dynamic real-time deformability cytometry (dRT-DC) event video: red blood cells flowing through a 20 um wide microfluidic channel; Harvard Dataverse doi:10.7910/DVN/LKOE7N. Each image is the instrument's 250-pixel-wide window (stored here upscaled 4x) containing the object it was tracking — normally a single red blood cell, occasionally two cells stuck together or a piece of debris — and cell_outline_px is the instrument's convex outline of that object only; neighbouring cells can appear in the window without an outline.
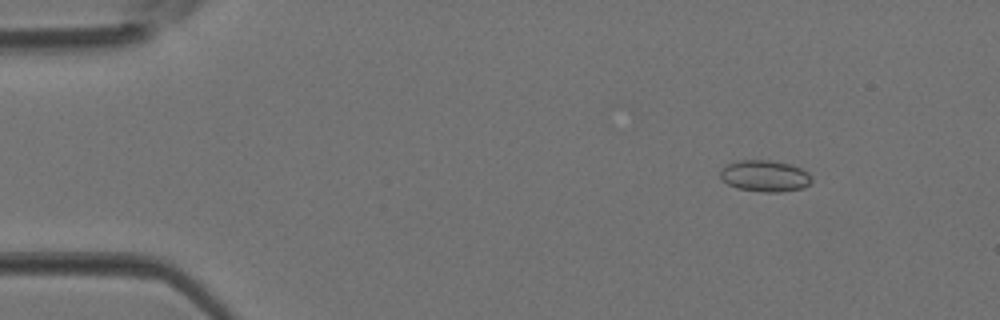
{"species": "Egyptian fruit bat (a non-hibernating species)", "species_latin": "Rousettus aegyptiacus", "temperature_condition": "room temperature", "stored_images_in_passage": 3, "camera_frame_rate_fps": 3000, "um_per_image_px": 0.085, "animal": {"sex": "female"}, "frame": {"image": 1, "passage_image": 1, "time_ms": 0.0, "image_size_px": [1000, 320], "cell_outline_px": [[812, 184], [804, 188], [780, 192], [764, 192], [736, 188], [728, 184], [720, 176], [720, 172], [728, 164], [736, 160], [772, 160], [788, 164], [800, 168], [808, 172], [812, 176]], "centroid_in_image_um": [65.06, 14.96], "position_along_channel_um": 19.9, "area_um2": 16.82}}
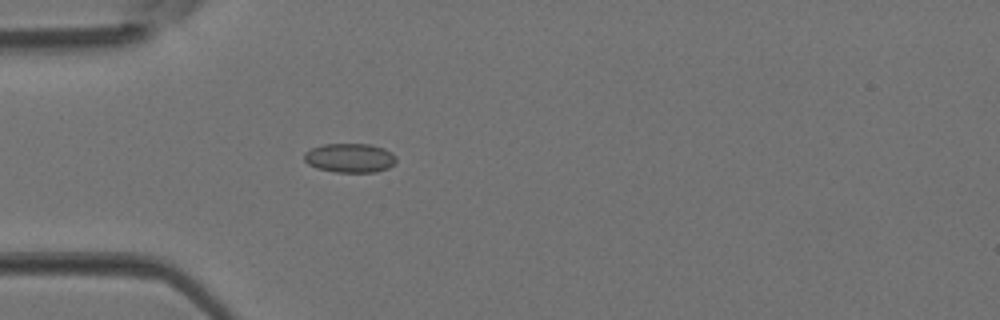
{"frame": {"image": 2, "passage_image": 3, "time_ms": 0.667, "image_size_px": [1000, 320], "cell_outline_px": [[396, 160], [388, 168], [376, 172], [336, 172], [316, 168], [308, 164], [304, 160], [304, 152], [312, 148], [324, 144], [368, 144], [384, 148], [392, 152], [396, 156]], "centroid_in_image_um": [29.73, 13.42], "position_along_channel_um": 55.3, "area_um2": 15.66}}